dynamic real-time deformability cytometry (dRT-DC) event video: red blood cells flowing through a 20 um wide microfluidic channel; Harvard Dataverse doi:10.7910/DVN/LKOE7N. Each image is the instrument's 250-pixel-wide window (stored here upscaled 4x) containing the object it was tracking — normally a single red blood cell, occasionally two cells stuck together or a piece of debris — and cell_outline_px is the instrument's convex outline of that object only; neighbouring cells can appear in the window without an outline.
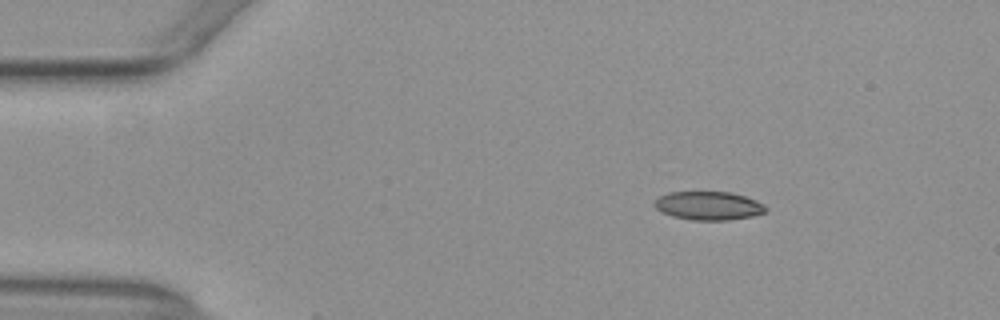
{"species": "common noctule bat (a hibernating species)", "species_latin": "Nyctalus noctula", "temperature_condition": "warm", "stored_images_in_passage": 8, "camera_frame_rate_fps": 3000, "um_per_image_px": 0.085, "animal": {"sex": "female", "body_mass_g": 29.2, "forearm_length_mm": 56.3}, "frame": {"image": 1, "passage_image": 6, "time_ms": 1.667, "image_size_px": [1000, 320], "cell_outline_px": [[768, 208], [764, 212], [752, 216], [728, 220], [692, 220], [672, 216], [660, 212], [652, 204], [660, 196], [668, 192], [732, 192], [756, 200], [764, 204]], "centroid_in_image_um": [60.21, 17.48], "position_along_channel_um": 24.8, "area_um2": 18.55}}